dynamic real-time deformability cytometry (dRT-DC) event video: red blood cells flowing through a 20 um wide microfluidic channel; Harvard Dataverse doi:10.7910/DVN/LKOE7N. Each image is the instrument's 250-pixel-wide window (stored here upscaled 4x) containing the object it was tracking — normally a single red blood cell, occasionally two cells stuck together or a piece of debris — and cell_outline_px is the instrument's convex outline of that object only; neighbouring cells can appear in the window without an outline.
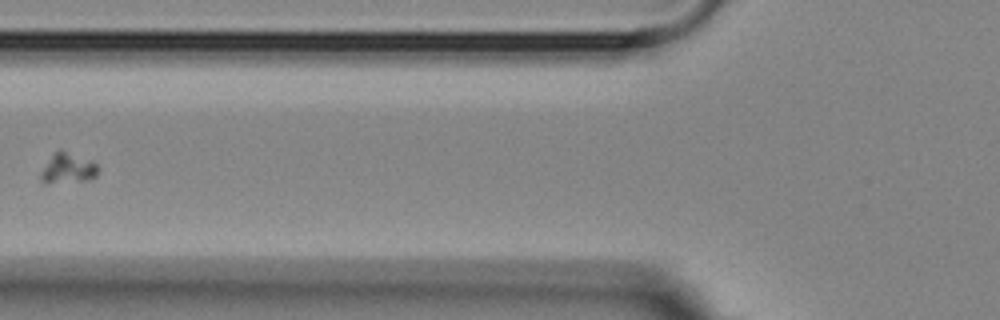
{"species": "Egyptian fruit bat (a non-hibernating species)", "species_latin": "Rousettus aegyptiacus", "temperature_condition": "room temperature", "stored_images_in_passage": 7, "camera_frame_rate_fps": 3000, "um_per_image_px": 0.085, "animal": {"sex": "female"}, "frame": {"image": 1, "passage_image": 7, "time_ms": 7.333, "image_size_px": [1000, 320], "cell_outline_px": [[96, 176], [88, 180], [48, 184], [44, 184], [40, 180], [40, 172], [52, 156], [60, 148], [92, 160], [96, 164]], "centroid_in_image_um": [5.74, 14.32], "position_along_channel_um": 120.1, "area_um2": 10.17}}